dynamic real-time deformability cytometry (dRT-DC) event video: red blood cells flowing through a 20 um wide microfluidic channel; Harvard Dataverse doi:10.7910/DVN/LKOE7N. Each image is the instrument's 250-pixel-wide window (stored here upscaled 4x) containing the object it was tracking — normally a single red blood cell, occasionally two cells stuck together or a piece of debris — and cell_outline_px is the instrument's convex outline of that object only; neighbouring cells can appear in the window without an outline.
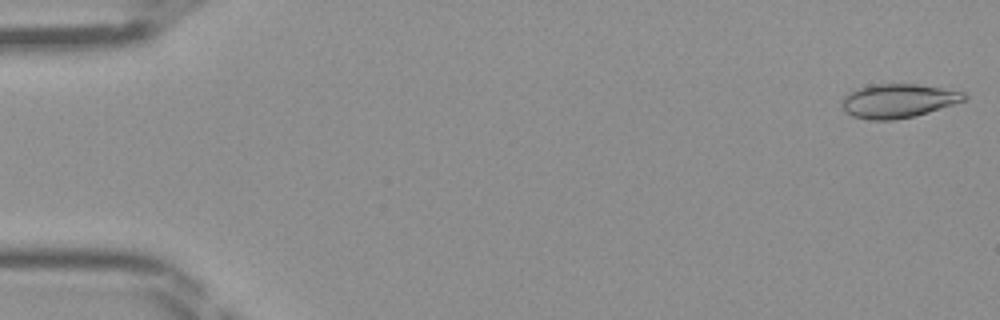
{"species": "Egyptian fruit bat (a non-hibernating species)", "species_latin": "Rousettus aegyptiacus", "temperature_condition": "room temperature", "stored_images_in_passage": 44, "camera_frame_rate_fps": 3000, "um_per_image_px": 0.085, "frame": {"image": 1, "passage_image": 1, "time_ms": 0.0, "image_size_px": [1000, 320], "cell_outline_px": [[968, 96], [964, 100], [916, 116], [892, 120], [868, 120], [852, 116], [844, 112], [840, 104], [840, 100], [848, 92], [856, 88], [872, 84], [916, 84], [964, 92]], "centroid_in_image_um": [76.25, 8.57], "position_along_channel_um": 8.8, "area_um2": 24.28}}
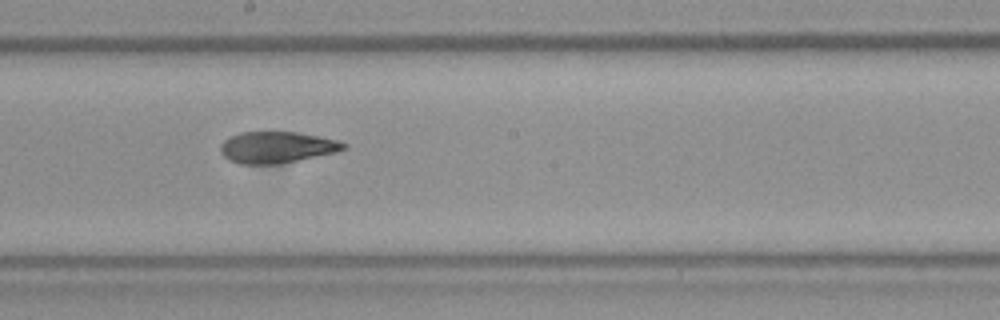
{"frame": {"image": 2, "passage_image": 25, "time_ms": 8.0, "image_size_px": [1000, 320], "cell_outline_px": [[348, 148], [336, 152], [280, 164], [240, 164], [228, 160], [220, 152], [220, 144], [224, 140], [240, 132], [296, 132], [336, 140], [348, 144]], "centroid_in_image_um": [23.51, 12.53], "position_along_channel_um": 224.7, "area_um2": 22.54}}
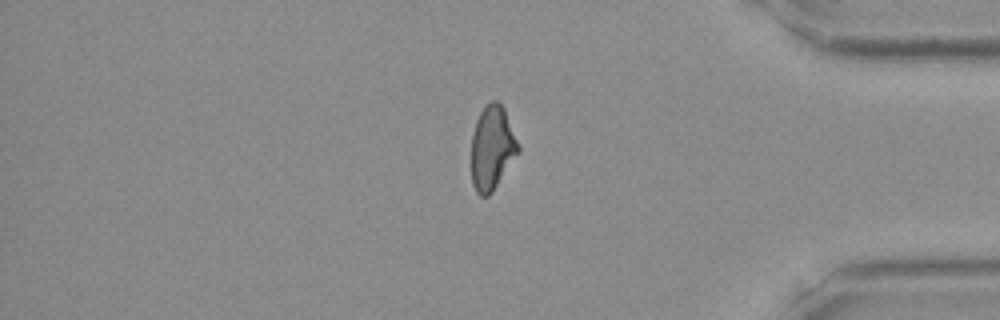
{"frame": {"image": 3, "passage_image": 38, "time_ms": 12.333, "image_size_px": [1000, 320], "cell_outline_px": [[520, 152], [492, 192], [488, 196], [480, 196], [476, 192], [472, 184], [472, 132], [476, 120], [480, 112], [492, 100], [496, 100], [504, 108], [520, 144]], "centroid_in_image_um": [41.85, 12.58], "position_along_channel_um": 393.4, "area_um2": 23.12}}